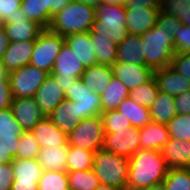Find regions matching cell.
Returning <instances> with one entry per match:
<instances>
[{
    "label": "cell",
    "mask_w": 190,
    "mask_h": 190,
    "mask_svg": "<svg viewBox=\"0 0 190 190\" xmlns=\"http://www.w3.org/2000/svg\"><path fill=\"white\" fill-rule=\"evenodd\" d=\"M20 8L28 19L48 29V0H22Z\"/></svg>",
    "instance_id": "obj_33"
},
{
    "label": "cell",
    "mask_w": 190,
    "mask_h": 190,
    "mask_svg": "<svg viewBox=\"0 0 190 190\" xmlns=\"http://www.w3.org/2000/svg\"><path fill=\"white\" fill-rule=\"evenodd\" d=\"M95 18V6L71 1L64 9L52 17L48 29L63 37L74 33L89 32Z\"/></svg>",
    "instance_id": "obj_2"
},
{
    "label": "cell",
    "mask_w": 190,
    "mask_h": 190,
    "mask_svg": "<svg viewBox=\"0 0 190 190\" xmlns=\"http://www.w3.org/2000/svg\"><path fill=\"white\" fill-rule=\"evenodd\" d=\"M70 190H95L99 185V178L93 169L85 171H67Z\"/></svg>",
    "instance_id": "obj_34"
},
{
    "label": "cell",
    "mask_w": 190,
    "mask_h": 190,
    "mask_svg": "<svg viewBox=\"0 0 190 190\" xmlns=\"http://www.w3.org/2000/svg\"><path fill=\"white\" fill-rule=\"evenodd\" d=\"M158 90L171 96H177L190 90V80L176 72L171 66L154 71Z\"/></svg>",
    "instance_id": "obj_17"
},
{
    "label": "cell",
    "mask_w": 190,
    "mask_h": 190,
    "mask_svg": "<svg viewBox=\"0 0 190 190\" xmlns=\"http://www.w3.org/2000/svg\"><path fill=\"white\" fill-rule=\"evenodd\" d=\"M9 41L36 40L44 28L37 22L27 18L19 9V14L13 18V22L3 23Z\"/></svg>",
    "instance_id": "obj_13"
},
{
    "label": "cell",
    "mask_w": 190,
    "mask_h": 190,
    "mask_svg": "<svg viewBox=\"0 0 190 190\" xmlns=\"http://www.w3.org/2000/svg\"><path fill=\"white\" fill-rule=\"evenodd\" d=\"M113 77V70L111 66L94 64L87 67L81 79L84 84L98 94H101L110 85L111 78Z\"/></svg>",
    "instance_id": "obj_25"
},
{
    "label": "cell",
    "mask_w": 190,
    "mask_h": 190,
    "mask_svg": "<svg viewBox=\"0 0 190 190\" xmlns=\"http://www.w3.org/2000/svg\"><path fill=\"white\" fill-rule=\"evenodd\" d=\"M11 109L25 132L31 131L45 117L34 97L13 98Z\"/></svg>",
    "instance_id": "obj_12"
},
{
    "label": "cell",
    "mask_w": 190,
    "mask_h": 190,
    "mask_svg": "<svg viewBox=\"0 0 190 190\" xmlns=\"http://www.w3.org/2000/svg\"><path fill=\"white\" fill-rule=\"evenodd\" d=\"M160 8H125L128 34L143 35L157 23Z\"/></svg>",
    "instance_id": "obj_16"
},
{
    "label": "cell",
    "mask_w": 190,
    "mask_h": 190,
    "mask_svg": "<svg viewBox=\"0 0 190 190\" xmlns=\"http://www.w3.org/2000/svg\"><path fill=\"white\" fill-rule=\"evenodd\" d=\"M103 148L130 158L140 150L139 129L129 127L125 130H116V133H105Z\"/></svg>",
    "instance_id": "obj_10"
},
{
    "label": "cell",
    "mask_w": 190,
    "mask_h": 190,
    "mask_svg": "<svg viewBox=\"0 0 190 190\" xmlns=\"http://www.w3.org/2000/svg\"><path fill=\"white\" fill-rule=\"evenodd\" d=\"M65 100L75 102L79 109L80 121L102 113L100 94L90 90L81 78L70 86L65 93Z\"/></svg>",
    "instance_id": "obj_9"
},
{
    "label": "cell",
    "mask_w": 190,
    "mask_h": 190,
    "mask_svg": "<svg viewBox=\"0 0 190 190\" xmlns=\"http://www.w3.org/2000/svg\"><path fill=\"white\" fill-rule=\"evenodd\" d=\"M55 79L57 80L58 84L60 85L64 93H66L69 90L70 86H72L73 83L76 82L77 80V79H66L61 77H55Z\"/></svg>",
    "instance_id": "obj_55"
},
{
    "label": "cell",
    "mask_w": 190,
    "mask_h": 190,
    "mask_svg": "<svg viewBox=\"0 0 190 190\" xmlns=\"http://www.w3.org/2000/svg\"><path fill=\"white\" fill-rule=\"evenodd\" d=\"M169 170L159 150H139L129 158L127 189L145 190L161 184Z\"/></svg>",
    "instance_id": "obj_1"
},
{
    "label": "cell",
    "mask_w": 190,
    "mask_h": 190,
    "mask_svg": "<svg viewBox=\"0 0 190 190\" xmlns=\"http://www.w3.org/2000/svg\"><path fill=\"white\" fill-rule=\"evenodd\" d=\"M35 101L45 116L65 100V93L53 75H49L44 83L36 90Z\"/></svg>",
    "instance_id": "obj_14"
},
{
    "label": "cell",
    "mask_w": 190,
    "mask_h": 190,
    "mask_svg": "<svg viewBox=\"0 0 190 190\" xmlns=\"http://www.w3.org/2000/svg\"><path fill=\"white\" fill-rule=\"evenodd\" d=\"M38 190H70L67 172L44 170L38 181Z\"/></svg>",
    "instance_id": "obj_35"
},
{
    "label": "cell",
    "mask_w": 190,
    "mask_h": 190,
    "mask_svg": "<svg viewBox=\"0 0 190 190\" xmlns=\"http://www.w3.org/2000/svg\"><path fill=\"white\" fill-rule=\"evenodd\" d=\"M12 100L10 83H0V110L11 107Z\"/></svg>",
    "instance_id": "obj_50"
},
{
    "label": "cell",
    "mask_w": 190,
    "mask_h": 190,
    "mask_svg": "<svg viewBox=\"0 0 190 190\" xmlns=\"http://www.w3.org/2000/svg\"><path fill=\"white\" fill-rule=\"evenodd\" d=\"M24 132L11 107L0 110V137H20Z\"/></svg>",
    "instance_id": "obj_40"
},
{
    "label": "cell",
    "mask_w": 190,
    "mask_h": 190,
    "mask_svg": "<svg viewBox=\"0 0 190 190\" xmlns=\"http://www.w3.org/2000/svg\"><path fill=\"white\" fill-rule=\"evenodd\" d=\"M116 61L132 65H145V53L141 36L128 34L127 37L117 45Z\"/></svg>",
    "instance_id": "obj_24"
},
{
    "label": "cell",
    "mask_w": 190,
    "mask_h": 190,
    "mask_svg": "<svg viewBox=\"0 0 190 190\" xmlns=\"http://www.w3.org/2000/svg\"><path fill=\"white\" fill-rule=\"evenodd\" d=\"M140 150H159L169 140V132L166 124L151 121L139 129Z\"/></svg>",
    "instance_id": "obj_20"
},
{
    "label": "cell",
    "mask_w": 190,
    "mask_h": 190,
    "mask_svg": "<svg viewBox=\"0 0 190 190\" xmlns=\"http://www.w3.org/2000/svg\"><path fill=\"white\" fill-rule=\"evenodd\" d=\"M161 152L169 168H188L190 166V141L169 138Z\"/></svg>",
    "instance_id": "obj_21"
},
{
    "label": "cell",
    "mask_w": 190,
    "mask_h": 190,
    "mask_svg": "<svg viewBox=\"0 0 190 190\" xmlns=\"http://www.w3.org/2000/svg\"><path fill=\"white\" fill-rule=\"evenodd\" d=\"M100 184L114 186L120 190L127 189L129 158L107 151H96L92 167Z\"/></svg>",
    "instance_id": "obj_3"
},
{
    "label": "cell",
    "mask_w": 190,
    "mask_h": 190,
    "mask_svg": "<svg viewBox=\"0 0 190 190\" xmlns=\"http://www.w3.org/2000/svg\"><path fill=\"white\" fill-rule=\"evenodd\" d=\"M65 42L85 68L97 64L90 32L74 33L65 37Z\"/></svg>",
    "instance_id": "obj_23"
},
{
    "label": "cell",
    "mask_w": 190,
    "mask_h": 190,
    "mask_svg": "<svg viewBox=\"0 0 190 190\" xmlns=\"http://www.w3.org/2000/svg\"><path fill=\"white\" fill-rule=\"evenodd\" d=\"M22 0H0V24L13 22L19 14Z\"/></svg>",
    "instance_id": "obj_43"
},
{
    "label": "cell",
    "mask_w": 190,
    "mask_h": 190,
    "mask_svg": "<svg viewBox=\"0 0 190 190\" xmlns=\"http://www.w3.org/2000/svg\"><path fill=\"white\" fill-rule=\"evenodd\" d=\"M20 137H0V144L4 149V162L12 163L16 157Z\"/></svg>",
    "instance_id": "obj_47"
},
{
    "label": "cell",
    "mask_w": 190,
    "mask_h": 190,
    "mask_svg": "<svg viewBox=\"0 0 190 190\" xmlns=\"http://www.w3.org/2000/svg\"><path fill=\"white\" fill-rule=\"evenodd\" d=\"M0 83H10L8 72L4 68L2 62H0Z\"/></svg>",
    "instance_id": "obj_56"
},
{
    "label": "cell",
    "mask_w": 190,
    "mask_h": 190,
    "mask_svg": "<svg viewBox=\"0 0 190 190\" xmlns=\"http://www.w3.org/2000/svg\"><path fill=\"white\" fill-rule=\"evenodd\" d=\"M145 190H165V189H164L163 183H161V184H158V185H154V186H152L150 188H147Z\"/></svg>",
    "instance_id": "obj_60"
},
{
    "label": "cell",
    "mask_w": 190,
    "mask_h": 190,
    "mask_svg": "<svg viewBox=\"0 0 190 190\" xmlns=\"http://www.w3.org/2000/svg\"><path fill=\"white\" fill-rule=\"evenodd\" d=\"M149 111L152 121L167 125L177 115L174 96L159 91Z\"/></svg>",
    "instance_id": "obj_29"
},
{
    "label": "cell",
    "mask_w": 190,
    "mask_h": 190,
    "mask_svg": "<svg viewBox=\"0 0 190 190\" xmlns=\"http://www.w3.org/2000/svg\"><path fill=\"white\" fill-rule=\"evenodd\" d=\"M85 69L69 45L64 42L55 59L51 75L66 79H79L82 77Z\"/></svg>",
    "instance_id": "obj_15"
},
{
    "label": "cell",
    "mask_w": 190,
    "mask_h": 190,
    "mask_svg": "<svg viewBox=\"0 0 190 190\" xmlns=\"http://www.w3.org/2000/svg\"><path fill=\"white\" fill-rule=\"evenodd\" d=\"M170 66L190 80V53H174Z\"/></svg>",
    "instance_id": "obj_46"
},
{
    "label": "cell",
    "mask_w": 190,
    "mask_h": 190,
    "mask_svg": "<svg viewBox=\"0 0 190 190\" xmlns=\"http://www.w3.org/2000/svg\"><path fill=\"white\" fill-rule=\"evenodd\" d=\"M126 0H102V4H108V5H125Z\"/></svg>",
    "instance_id": "obj_58"
},
{
    "label": "cell",
    "mask_w": 190,
    "mask_h": 190,
    "mask_svg": "<svg viewBox=\"0 0 190 190\" xmlns=\"http://www.w3.org/2000/svg\"><path fill=\"white\" fill-rule=\"evenodd\" d=\"M13 183H38L44 169L35 159H17L12 161Z\"/></svg>",
    "instance_id": "obj_27"
},
{
    "label": "cell",
    "mask_w": 190,
    "mask_h": 190,
    "mask_svg": "<svg viewBox=\"0 0 190 190\" xmlns=\"http://www.w3.org/2000/svg\"><path fill=\"white\" fill-rule=\"evenodd\" d=\"M94 154L90 150L69 146L67 154V171H85L93 167Z\"/></svg>",
    "instance_id": "obj_32"
},
{
    "label": "cell",
    "mask_w": 190,
    "mask_h": 190,
    "mask_svg": "<svg viewBox=\"0 0 190 190\" xmlns=\"http://www.w3.org/2000/svg\"><path fill=\"white\" fill-rule=\"evenodd\" d=\"M160 10L179 18L181 24L190 26V0H161Z\"/></svg>",
    "instance_id": "obj_38"
},
{
    "label": "cell",
    "mask_w": 190,
    "mask_h": 190,
    "mask_svg": "<svg viewBox=\"0 0 190 190\" xmlns=\"http://www.w3.org/2000/svg\"><path fill=\"white\" fill-rule=\"evenodd\" d=\"M111 67L113 76L119 79L129 91L149 82L154 77V70L146 65L116 61Z\"/></svg>",
    "instance_id": "obj_11"
},
{
    "label": "cell",
    "mask_w": 190,
    "mask_h": 190,
    "mask_svg": "<svg viewBox=\"0 0 190 190\" xmlns=\"http://www.w3.org/2000/svg\"><path fill=\"white\" fill-rule=\"evenodd\" d=\"M175 53H190V26L181 25L174 37Z\"/></svg>",
    "instance_id": "obj_45"
},
{
    "label": "cell",
    "mask_w": 190,
    "mask_h": 190,
    "mask_svg": "<svg viewBox=\"0 0 190 190\" xmlns=\"http://www.w3.org/2000/svg\"><path fill=\"white\" fill-rule=\"evenodd\" d=\"M13 181L12 163L0 164V190H11Z\"/></svg>",
    "instance_id": "obj_48"
},
{
    "label": "cell",
    "mask_w": 190,
    "mask_h": 190,
    "mask_svg": "<svg viewBox=\"0 0 190 190\" xmlns=\"http://www.w3.org/2000/svg\"><path fill=\"white\" fill-rule=\"evenodd\" d=\"M95 190H120L114 186H109L105 184H100Z\"/></svg>",
    "instance_id": "obj_59"
},
{
    "label": "cell",
    "mask_w": 190,
    "mask_h": 190,
    "mask_svg": "<svg viewBox=\"0 0 190 190\" xmlns=\"http://www.w3.org/2000/svg\"><path fill=\"white\" fill-rule=\"evenodd\" d=\"M104 126L101 115L91 116L82 120L68 134V145L96 152L103 148Z\"/></svg>",
    "instance_id": "obj_6"
},
{
    "label": "cell",
    "mask_w": 190,
    "mask_h": 190,
    "mask_svg": "<svg viewBox=\"0 0 190 190\" xmlns=\"http://www.w3.org/2000/svg\"><path fill=\"white\" fill-rule=\"evenodd\" d=\"M35 40L10 41L2 60L8 73L30 64Z\"/></svg>",
    "instance_id": "obj_18"
},
{
    "label": "cell",
    "mask_w": 190,
    "mask_h": 190,
    "mask_svg": "<svg viewBox=\"0 0 190 190\" xmlns=\"http://www.w3.org/2000/svg\"><path fill=\"white\" fill-rule=\"evenodd\" d=\"M181 25L182 24L179 18H176L175 16L168 14L167 12L160 11L156 23V27L158 29H163L168 33V35L174 37L177 29H179Z\"/></svg>",
    "instance_id": "obj_44"
},
{
    "label": "cell",
    "mask_w": 190,
    "mask_h": 190,
    "mask_svg": "<svg viewBox=\"0 0 190 190\" xmlns=\"http://www.w3.org/2000/svg\"><path fill=\"white\" fill-rule=\"evenodd\" d=\"M98 64L112 66L117 60V45L104 36L90 33Z\"/></svg>",
    "instance_id": "obj_31"
},
{
    "label": "cell",
    "mask_w": 190,
    "mask_h": 190,
    "mask_svg": "<svg viewBox=\"0 0 190 190\" xmlns=\"http://www.w3.org/2000/svg\"><path fill=\"white\" fill-rule=\"evenodd\" d=\"M50 74L30 64L8 73L13 98L34 97Z\"/></svg>",
    "instance_id": "obj_8"
},
{
    "label": "cell",
    "mask_w": 190,
    "mask_h": 190,
    "mask_svg": "<svg viewBox=\"0 0 190 190\" xmlns=\"http://www.w3.org/2000/svg\"><path fill=\"white\" fill-rule=\"evenodd\" d=\"M69 145L40 148L37 160L44 170L67 172Z\"/></svg>",
    "instance_id": "obj_26"
},
{
    "label": "cell",
    "mask_w": 190,
    "mask_h": 190,
    "mask_svg": "<svg viewBox=\"0 0 190 190\" xmlns=\"http://www.w3.org/2000/svg\"><path fill=\"white\" fill-rule=\"evenodd\" d=\"M125 8H160L161 0H126Z\"/></svg>",
    "instance_id": "obj_51"
},
{
    "label": "cell",
    "mask_w": 190,
    "mask_h": 190,
    "mask_svg": "<svg viewBox=\"0 0 190 190\" xmlns=\"http://www.w3.org/2000/svg\"><path fill=\"white\" fill-rule=\"evenodd\" d=\"M72 0H48V27L52 17L64 9Z\"/></svg>",
    "instance_id": "obj_52"
},
{
    "label": "cell",
    "mask_w": 190,
    "mask_h": 190,
    "mask_svg": "<svg viewBox=\"0 0 190 190\" xmlns=\"http://www.w3.org/2000/svg\"><path fill=\"white\" fill-rule=\"evenodd\" d=\"M177 114H190V90L174 96Z\"/></svg>",
    "instance_id": "obj_49"
},
{
    "label": "cell",
    "mask_w": 190,
    "mask_h": 190,
    "mask_svg": "<svg viewBox=\"0 0 190 190\" xmlns=\"http://www.w3.org/2000/svg\"><path fill=\"white\" fill-rule=\"evenodd\" d=\"M11 190H38V183H12Z\"/></svg>",
    "instance_id": "obj_54"
},
{
    "label": "cell",
    "mask_w": 190,
    "mask_h": 190,
    "mask_svg": "<svg viewBox=\"0 0 190 190\" xmlns=\"http://www.w3.org/2000/svg\"><path fill=\"white\" fill-rule=\"evenodd\" d=\"M116 110L127 117L134 128H143L152 121L149 108L138 105L130 96L126 97Z\"/></svg>",
    "instance_id": "obj_28"
},
{
    "label": "cell",
    "mask_w": 190,
    "mask_h": 190,
    "mask_svg": "<svg viewBox=\"0 0 190 190\" xmlns=\"http://www.w3.org/2000/svg\"><path fill=\"white\" fill-rule=\"evenodd\" d=\"M64 42L65 37L49 29H44L35 40L30 65L51 74L55 59Z\"/></svg>",
    "instance_id": "obj_7"
},
{
    "label": "cell",
    "mask_w": 190,
    "mask_h": 190,
    "mask_svg": "<svg viewBox=\"0 0 190 190\" xmlns=\"http://www.w3.org/2000/svg\"><path fill=\"white\" fill-rule=\"evenodd\" d=\"M169 137L182 141H190V114H177L167 124Z\"/></svg>",
    "instance_id": "obj_39"
},
{
    "label": "cell",
    "mask_w": 190,
    "mask_h": 190,
    "mask_svg": "<svg viewBox=\"0 0 190 190\" xmlns=\"http://www.w3.org/2000/svg\"><path fill=\"white\" fill-rule=\"evenodd\" d=\"M145 53V65L158 70L171 65L175 53L173 37L156 25L141 35Z\"/></svg>",
    "instance_id": "obj_5"
},
{
    "label": "cell",
    "mask_w": 190,
    "mask_h": 190,
    "mask_svg": "<svg viewBox=\"0 0 190 190\" xmlns=\"http://www.w3.org/2000/svg\"><path fill=\"white\" fill-rule=\"evenodd\" d=\"M126 19L123 5L100 4L96 7V18L89 32L104 36L119 45L128 35Z\"/></svg>",
    "instance_id": "obj_4"
},
{
    "label": "cell",
    "mask_w": 190,
    "mask_h": 190,
    "mask_svg": "<svg viewBox=\"0 0 190 190\" xmlns=\"http://www.w3.org/2000/svg\"><path fill=\"white\" fill-rule=\"evenodd\" d=\"M162 183L165 190H190V172L187 168H169Z\"/></svg>",
    "instance_id": "obj_37"
},
{
    "label": "cell",
    "mask_w": 190,
    "mask_h": 190,
    "mask_svg": "<svg viewBox=\"0 0 190 190\" xmlns=\"http://www.w3.org/2000/svg\"><path fill=\"white\" fill-rule=\"evenodd\" d=\"M104 133H116V130H125L132 127L130 121L117 110H108L101 113Z\"/></svg>",
    "instance_id": "obj_41"
},
{
    "label": "cell",
    "mask_w": 190,
    "mask_h": 190,
    "mask_svg": "<svg viewBox=\"0 0 190 190\" xmlns=\"http://www.w3.org/2000/svg\"><path fill=\"white\" fill-rule=\"evenodd\" d=\"M72 1H77V2H80V3L90 4V5H93L95 7L102 4V0H72Z\"/></svg>",
    "instance_id": "obj_57"
},
{
    "label": "cell",
    "mask_w": 190,
    "mask_h": 190,
    "mask_svg": "<svg viewBox=\"0 0 190 190\" xmlns=\"http://www.w3.org/2000/svg\"><path fill=\"white\" fill-rule=\"evenodd\" d=\"M159 90L154 77L129 92V96L138 104L150 108L158 96Z\"/></svg>",
    "instance_id": "obj_36"
},
{
    "label": "cell",
    "mask_w": 190,
    "mask_h": 190,
    "mask_svg": "<svg viewBox=\"0 0 190 190\" xmlns=\"http://www.w3.org/2000/svg\"><path fill=\"white\" fill-rule=\"evenodd\" d=\"M129 92L127 87L113 76L110 85L100 94L102 112L116 110L119 104L129 96Z\"/></svg>",
    "instance_id": "obj_30"
},
{
    "label": "cell",
    "mask_w": 190,
    "mask_h": 190,
    "mask_svg": "<svg viewBox=\"0 0 190 190\" xmlns=\"http://www.w3.org/2000/svg\"><path fill=\"white\" fill-rule=\"evenodd\" d=\"M48 118L67 135L81 122L79 109L74 101H62Z\"/></svg>",
    "instance_id": "obj_22"
},
{
    "label": "cell",
    "mask_w": 190,
    "mask_h": 190,
    "mask_svg": "<svg viewBox=\"0 0 190 190\" xmlns=\"http://www.w3.org/2000/svg\"><path fill=\"white\" fill-rule=\"evenodd\" d=\"M40 145L31 131L24 132L19 138V146L16 153L17 159H35L38 157Z\"/></svg>",
    "instance_id": "obj_42"
},
{
    "label": "cell",
    "mask_w": 190,
    "mask_h": 190,
    "mask_svg": "<svg viewBox=\"0 0 190 190\" xmlns=\"http://www.w3.org/2000/svg\"><path fill=\"white\" fill-rule=\"evenodd\" d=\"M0 164H6L4 162V149L1 144H0Z\"/></svg>",
    "instance_id": "obj_61"
},
{
    "label": "cell",
    "mask_w": 190,
    "mask_h": 190,
    "mask_svg": "<svg viewBox=\"0 0 190 190\" xmlns=\"http://www.w3.org/2000/svg\"><path fill=\"white\" fill-rule=\"evenodd\" d=\"M31 133L41 148L68 145V135L61 131L47 116H45Z\"/></svg>",
    "instance_id": "obj_19"
},
{
    "label": "cell",
    "mask_w": 190,
    "mask_h": 190,
    "mask_svg": "<svg viewBox=\"0 0 190 190\" xmlns=\"http://www.w3.org/2000/svg\"><path fill=\"white\" fill-rule=\"evenodd\" d=\"M9 38L2 24H0V62H2L4 53L9 45Z\"/></svg>",
    "instance_id": "obj_53"
}]
</instances>
